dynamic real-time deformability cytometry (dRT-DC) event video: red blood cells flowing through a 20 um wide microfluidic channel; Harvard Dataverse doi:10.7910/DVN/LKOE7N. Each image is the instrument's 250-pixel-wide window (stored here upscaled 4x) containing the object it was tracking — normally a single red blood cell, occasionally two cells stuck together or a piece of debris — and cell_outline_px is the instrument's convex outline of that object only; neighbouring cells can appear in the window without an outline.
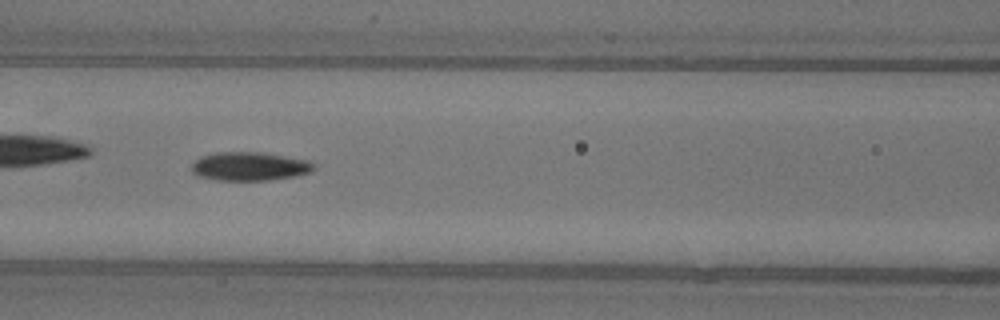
{"species": "common noctule bat (a hibernating species)", "species_latin": "Nyctalus noctula", "temperature_condition": "warm", "stored_images_in_passage": 51, "camera_frame_rate_fps": 3000, "um_per_image_px": 0.085, "animal": {"sex": "female"}, "frame": {"image": 1, "passage_image": 22, "time_ms": 7.0, "image_size_px": [1000, 320], "cell_outline_px": [[316, 168], [312, 172], [296, 176], [268, 180], [216, 180], [196, 176], [192, 172], [192, 164], [200, 156], [216, 152], [260, 152], [308, 160], [316, 164]], "centroid_in_image_um": [21.22, 14.14], "position_along_channel_um": 145.4, "area_um2": 20.58}, "authors_computed_cell_mechanics": {"area_um2": 19.363, "velocity_mm_per_s": 3.9371, "shape_relaxation_time_tau1_ms": 3.798, "shape_relaxation_time_tau2_ms": 4.1663, "deformation_change_tau1": 0.1658, "deformation_change_tau2": 0.1146}}